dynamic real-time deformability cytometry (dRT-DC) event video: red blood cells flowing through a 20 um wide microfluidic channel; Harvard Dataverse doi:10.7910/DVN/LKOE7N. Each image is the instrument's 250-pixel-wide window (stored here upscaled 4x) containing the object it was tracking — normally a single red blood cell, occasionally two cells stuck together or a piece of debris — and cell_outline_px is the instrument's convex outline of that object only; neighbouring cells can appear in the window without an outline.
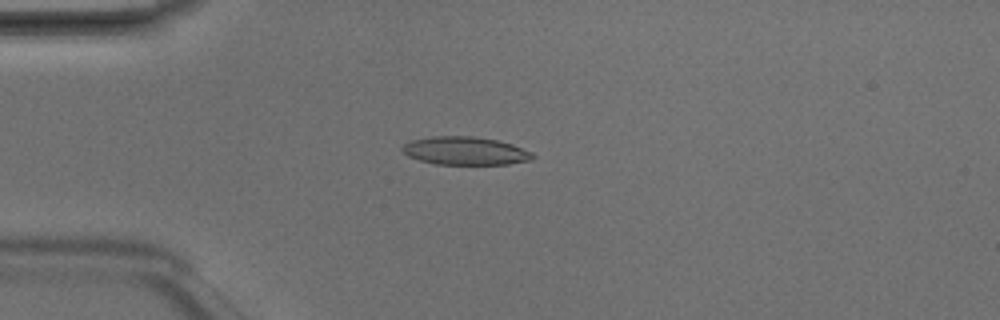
{"species": "Egyptian fruit bat (a non-hibernating species)", "species_latin": "Rousettus aegyptiacus", "temperature_condition": "room temperature", "stored_images_in_passage": 4, "camera_frame_rate_fps": 3000, "um_per_image_px": 0.085, "animal": {"sex": "male"}, "frame": {"image": 1, "passage_image": 4, "time_ms": 1.0, "image_size_px": [1000, 320], "cell_outline_px": [[536, 156], [532, 160], [508, 164], [436, 164], [420, 160], [408, 156], [400, 148], [404, 144], [412, 140], [432, 136], [472, 136], [496, 140], [512, 144], [532, 152]], "centroid_in_image_um": [39.56, 12.82], "position_along_channel_um": 45.4, "area_um2": 21.33}}